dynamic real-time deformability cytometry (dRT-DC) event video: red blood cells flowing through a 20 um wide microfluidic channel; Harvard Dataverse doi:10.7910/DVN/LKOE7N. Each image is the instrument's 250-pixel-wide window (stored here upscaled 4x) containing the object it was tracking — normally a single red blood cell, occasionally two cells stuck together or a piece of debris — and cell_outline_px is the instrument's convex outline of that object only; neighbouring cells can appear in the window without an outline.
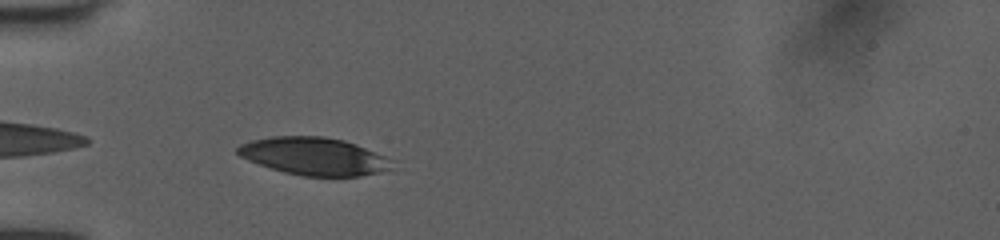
{"species": "human", "species_latin": "Homo sapiens", "temperature_condition": "room temperature", "stored_images_in_passage": 32, "camera_frame_rate_fps": 3000, "um_per_image_px": 0.085, "donor": {"sex": "female"}, "frame": {"image": 1, "passage_image": 2, "time_ms": 0.333, "image_size_px": [1000, 240], "cell_outline_px": [[396, 172], [360, 176], [300, 176], [284, 172], [248, 160], [240, 156], [236, 152], [236, 148], [240, 144], [252, 140], [272, 136], [324, 136], [344, 140], [356, 144], [396, 160]], "centroid_in_image_um": [26.84, 13.3], "position_along_channel_um": 58.2, "area_um2": 34.68}}
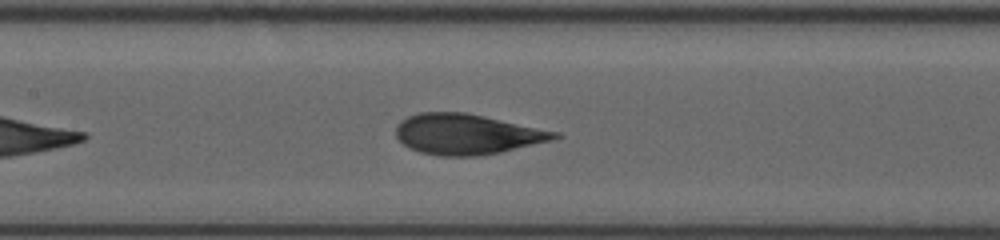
{"frame": {"image": 2, "passage_image": 11, "time_ms": 3.333, "image_size_px": [1000, 240], "cell_outline_px": [[560, 136], [552, 140], [500, 152], [480, 156], [440, 156], [420, 152], [408, 148], [396, 136], [396, 124], [400, 120], [408, 116], [420, 112], [464, 112], [560, 132]], "centroid_in_image_um": [39.65, 11.41], "position_along_channel_um": 167.8, "area_um2": 37.28}}
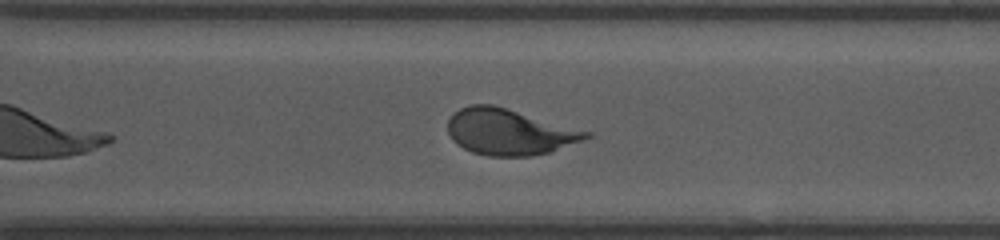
{"frame": {"image": 3, "passage_image": 23, "time_ms": 7.333, "image_size_px": [1000, 240], "cell_outline_px": [[592, 136], [548, 152], [532, 156], [488, 156], [472, 152], [464, 148], [452, 140], [448, 132], [448, 120], [460, 108], [472, 104], [492, 104], [592, 132]], "centroid_in_image_um": [43.26, 11.21], "position_along_channel_um": 327.3, "area_um2": 36.7}, "authors_computed_cell_mechanics": {"area_um2": 37.281, "velocity_mm_per_s": 4.0066, "shape_relaxation_time_tau1_ms": 3.686, "shape_relaxation_time_tau2_ms": 0.7493, "deformation_change_tau1": 0.1672, "deformation_change_tau2": 0.0697}}